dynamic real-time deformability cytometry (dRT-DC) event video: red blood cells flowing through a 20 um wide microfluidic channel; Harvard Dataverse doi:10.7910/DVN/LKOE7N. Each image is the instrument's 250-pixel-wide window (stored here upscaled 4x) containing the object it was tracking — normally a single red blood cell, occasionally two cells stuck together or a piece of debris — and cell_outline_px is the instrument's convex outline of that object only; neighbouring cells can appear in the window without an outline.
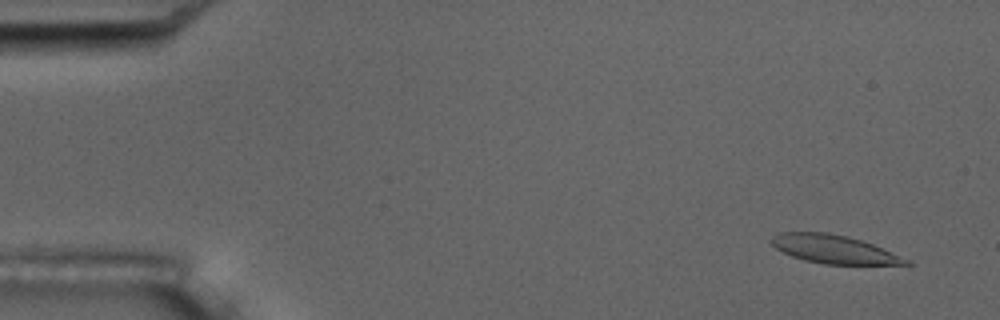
{"species": "common noctule bat (a hibernating species)", "species_latin": "Nyctalus noctula", "temperature_condition": "room temperature", "stored_images_in_passage": 5, "camera_frame_rate_fps": 3000, "um_per_image_px": 0.085, "animal": {"sex": "male", "body_mass_g": 17.5, "forearm_length_mm": 52.3}, "frame": {"image": 1, "passage_image": 1, "time_ms": 0.0, "image_size_px": [1000, 320], "cell_outline_px": [[916, 264], [824, 264], [804, 260], [792, 256], [776, 248], [772, 244], [772, 236], [780, 232], [828, 232], [848, 236], [872, 244], [908, 260]], "centroid_in_image_um": [70.84, 21.17], "position_along_channel_um": 14.2, "area_um2": 21.85}}